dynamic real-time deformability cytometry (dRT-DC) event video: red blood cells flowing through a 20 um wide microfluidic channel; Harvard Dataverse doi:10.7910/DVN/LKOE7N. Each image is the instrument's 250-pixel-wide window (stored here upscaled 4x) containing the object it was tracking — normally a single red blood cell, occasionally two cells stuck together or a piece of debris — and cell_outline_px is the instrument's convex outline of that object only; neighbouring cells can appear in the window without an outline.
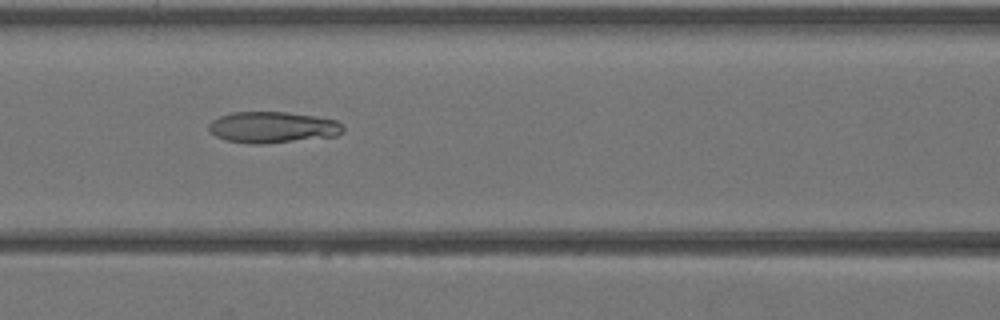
{"species": "Egyptian fruit bat (a non-hibernating species)", "species_latin": "Rousettus aegyptiacus", "temperature_condition": "warm", "stored_images_in_passage": 31, "camera_frame_rate_fps": 3000, "um_per_image_px": 0.085, "animal": {"sex": "female"}, "frame": {"image": 1, "passage_image": 12, "time_ms": 3.667, "image_size_px": [1000, 320], "cell_outline_px": [[344, 132], [336, 136], [264, 144], [256, 144], [224, 140], [216, 136], [208, 128], [208, 124], [212, 120], [220, 116], [232, 112], [288, 112], [316, 116], [336, 120], [344, 124]], "centroid_in_image_um": [23.21, 10.82], "position_along_channel_um": 143.4, "area_um2": 24.62}}
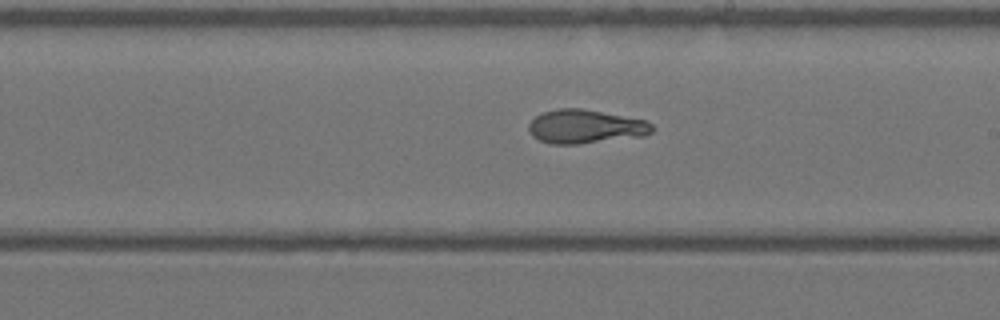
{"frame": {"image": 2, "passage_image": 18, "time_ms": 5.667, "image_size_px": [1000, 320], "cell_outline_px": [[652, 132], [644, 136], [576, 144], [552, 144], [540, 140], [532, 136], [528, 128], [528, 124], [536, 116], [544, 112], [556, 108], [580, 108], [644, 120], [652, 124]], "centroid_in_image_um": [49.73, 10.76], "position_along_channel_um": 239.3, "area_um2": 24.04}}
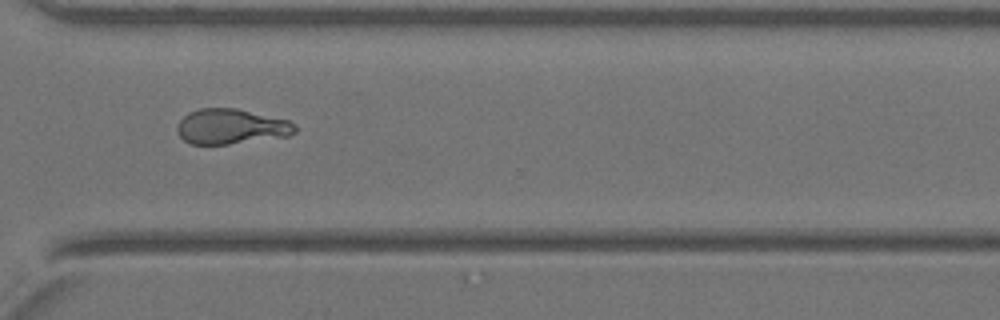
{"frame": {"image": 3, "passage_image": 25, "time_ms": 8.0, "image_size_px": [1000, 320], "cell_outline_px": [[296, 132], [288, 136], [228, 144], [192, 144], [184, 140], [176, 132], [176, 124], [188, 112], [200, 108], [236, 108], [288, 120], [296, 124]], "centroid_in_image_um": [19.62, 10.75], "position_along_channel_um": 351.0, "area_um2": 24.22}}